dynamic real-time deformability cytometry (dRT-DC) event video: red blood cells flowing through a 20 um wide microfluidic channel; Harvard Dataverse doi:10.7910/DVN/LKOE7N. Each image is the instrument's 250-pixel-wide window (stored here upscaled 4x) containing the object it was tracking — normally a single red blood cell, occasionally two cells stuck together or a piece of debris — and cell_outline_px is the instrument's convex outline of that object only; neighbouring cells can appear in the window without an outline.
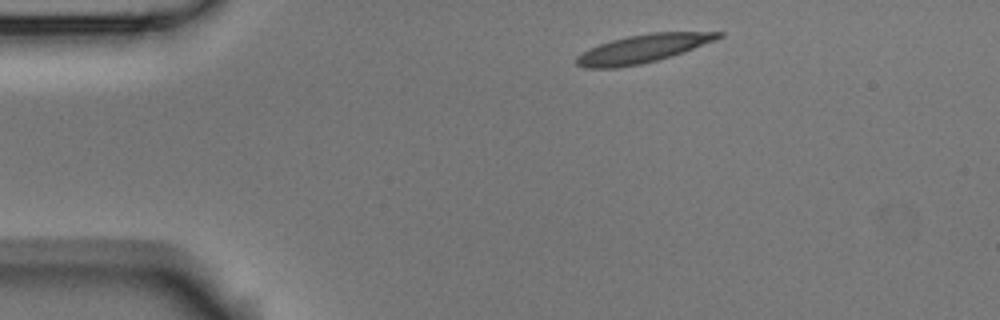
{"species": "Egyptian fruit bat (a non-hibernating species)", "species_latin": "Rousettus aegyptiacus", "temperature_condition": "room temperature", "stored_images_in_passage": 3, "camera_frame_rate_fps": 3000, "um_per_image_px": 0.085, "animal": {"sex": "male"}, "frame": {"image": 1, "passage_image": 1, "time_ms": 0.0, "image_size_px": [1000, 320], "cell_outline_px": [[724, 36], [716, 40], [672, 56], [640, 64], [616, 68], [584, 68], [576, 64], [576, 56], [588, 48], [612, 40], [628, 36], [652, 32], [724, 32]], "centroid_in_image_um": [54.63, 4.14], "position_along_channel_um": 30.4, "area_um2": 23.24}}
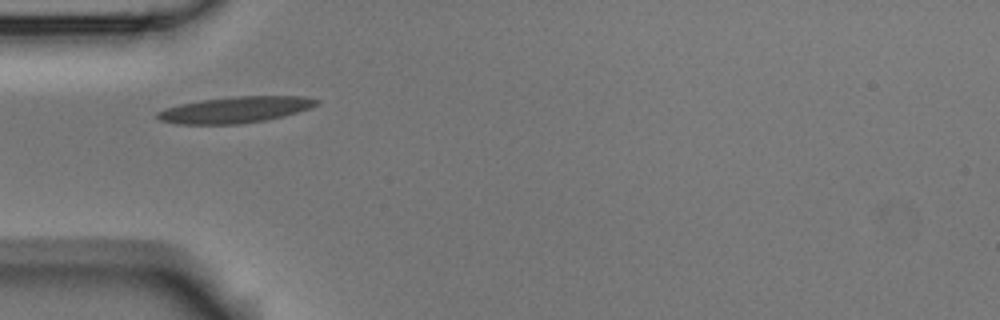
{"frame": {"image": 2, "passage_image": 3, "time_ms": 0.667, "image_size_px": [1000, 320], "cell_outline_px": [[320, 100], [316, 104], [308, 108], [284, 116], [264, 120], [236, 124], [176, 124], [160, 120], [156, 116], [156, 112], [180, 104], [200, 100], [236, 96], [304, 96]], "centroid_in_image_um": [19.97, 9.32], "position_along_channel_um": 65.0, "area_um2": 24.04}}